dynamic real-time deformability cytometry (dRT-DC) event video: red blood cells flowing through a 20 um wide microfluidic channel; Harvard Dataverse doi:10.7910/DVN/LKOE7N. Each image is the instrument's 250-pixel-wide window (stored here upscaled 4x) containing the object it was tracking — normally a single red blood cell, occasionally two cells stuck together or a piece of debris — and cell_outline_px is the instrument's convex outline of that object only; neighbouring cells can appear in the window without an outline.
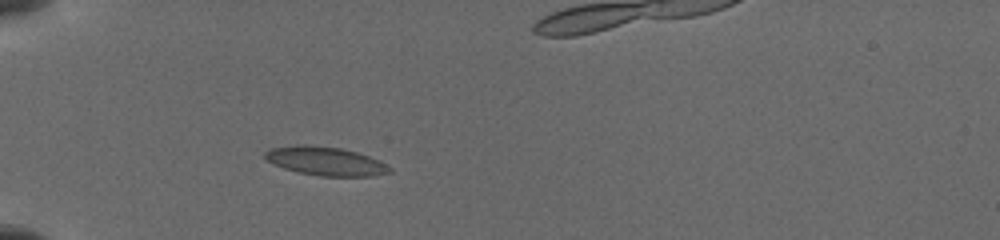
{"species": "common noctule bat (a hibernating species)", "species_latin": "Nyctalus noctula", "temperature_condition": "cold", "stored_images_in_passage": 5, "camera_frame_rate_fps": 3000, "um_per_image_px": 0.085, "animal": {"sex": "female", "body_mass_g": 19.5, "forearm_length_mm": 54.1}, "frame": {"image": 1, "passage_image": 1, "time_ms": 0.0, "image_size_px": [1000, 240], "cell_outline_px": [[392, 172], [372, 176], [320, 176], [296, 172], [272, 164], [264, 156], [264, 152], [268, 148], [296, 144], [308, 144], [340, 148], [356, 152], [368, 156], [392, 168]], "centroid_in_image_um": [27.6, 13.69], "position_along_channel_um": 57.4, "area_um2": 20.92}}
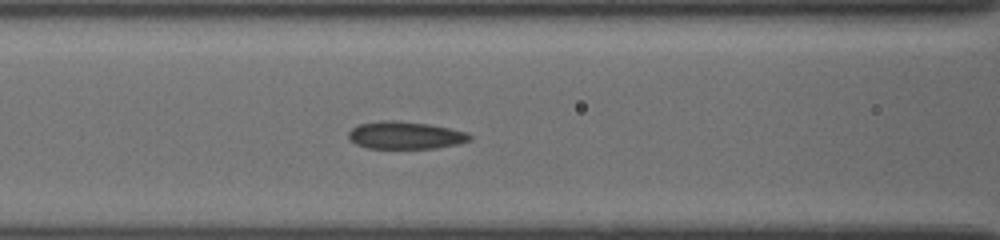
{"frame": {"image": 2, "passage_image": 5, "time_ms": 2.333, "image_size_px": [1000, 240], "cell_outline_px": [[472, 140], [460, 144], [436, 148], [368, 148], [356, 144], [348, 136], [348, 132], [356, 124], [380, 120], [396, 120], [432, 124], [468, 132], [472, 136]], "centroid_in_image_um": [34.49, 11.48], "position_along_channel_um": 132.1, "area_um2": 19.77}}